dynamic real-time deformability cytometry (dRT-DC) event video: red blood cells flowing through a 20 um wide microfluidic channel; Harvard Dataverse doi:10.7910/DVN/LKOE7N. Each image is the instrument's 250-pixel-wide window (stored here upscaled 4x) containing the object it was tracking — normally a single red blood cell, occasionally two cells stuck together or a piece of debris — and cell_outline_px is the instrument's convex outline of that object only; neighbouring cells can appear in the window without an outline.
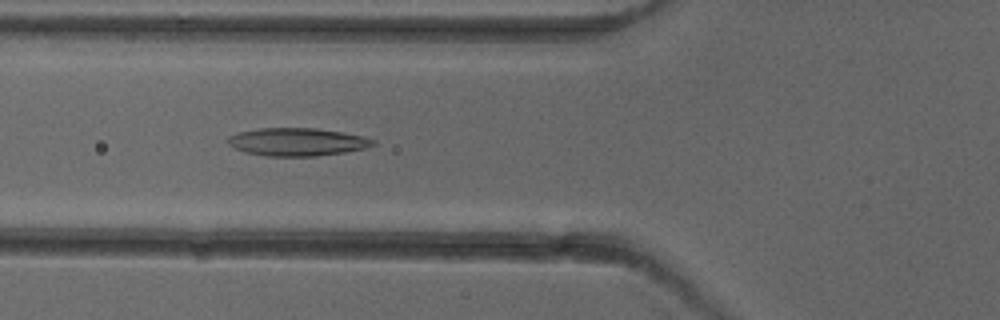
{"species": "common noctule bat (a hibernating species)", "species_latin": "Nyctalus noctula", "temperature_condition": "cold", "stored_images_in_passage": 6, "camera_frame_rate_fps": 3000, "um_per_image_px": 0.085, "animal": {"sex": "female"}, "frame": {"image": 1, "passage_image": 5, "time_ms": 4.667, "image_size_px": [1000, 320], "cell_outline_px": [[376, 144], [364, 148], [344, 152], [316, 156], [268, 156], [244, 152], [228, 144], [228, 136], [236, 132], [260, 128], [316, 128], [344, 132], [364, 136], [376, 140]], "centroid_in_image_um": [25.26, 12.05], "position_along_channel_um": 100.5, "area_um2": 23.7}}
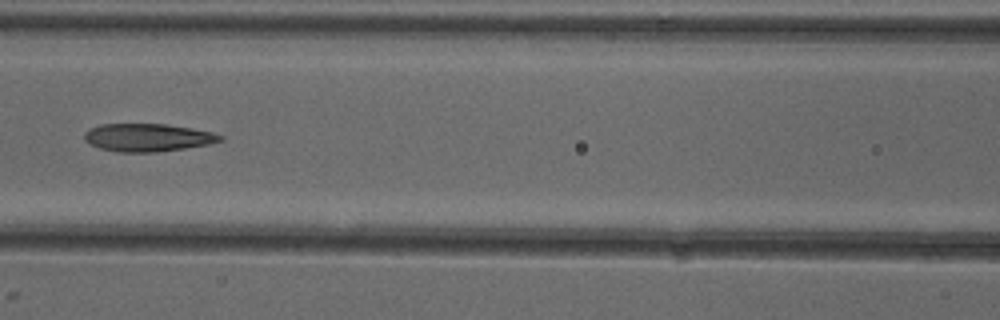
{"frame": {"image": 2, "passage_image": 6, "time_ms": 6.0, "image_size_px": [1000, 320], "cell_outline_px": [[224, 140], [208, 144], [184, 148], [156, 152], [116, 152], [100, 148], [84, 140], [84, 132], [88, 128], [100, 124], [164, 124], [192, 128], [212, 132], [224, 136]], "centroid_in_image_um": [12.54, 11.68], "position_along_channel_um": 154.1, "area_um2": 22.08}}